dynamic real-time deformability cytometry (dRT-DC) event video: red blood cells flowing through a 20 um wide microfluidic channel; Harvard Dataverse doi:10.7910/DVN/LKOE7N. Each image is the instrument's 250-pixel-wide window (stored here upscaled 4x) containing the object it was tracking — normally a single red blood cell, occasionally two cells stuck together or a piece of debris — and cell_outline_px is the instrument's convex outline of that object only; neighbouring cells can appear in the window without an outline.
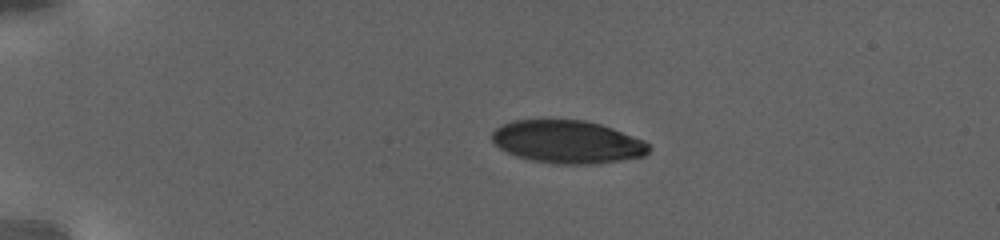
{"species": "human", "species_latin": "Homo sapiens", "temperature_condition": "warm", "stored_images_in_passage": 24, "camera_frame_rate_fps": 3000, "um_per_image_px": 0.085, "donor": {"sex": "female"}, "frame": {"image": 1, "passage_image": 1, "time_ms": 0.0, "image_size_px": [1000, 240], "cell_outline_px": [[652, 148], [644, 156], [600, 164], [556, 164], [532, 160], [516, 156], [500, 148], [492, 140], [492, 132], [496, 128], [512, 120], [584, 120], [600, 124], [612, 128], [644, 140]], "centroid_in_image_um": [48.26, 12.07], "position_along_channel_um": 36.7, "area_um2": 39.19}}
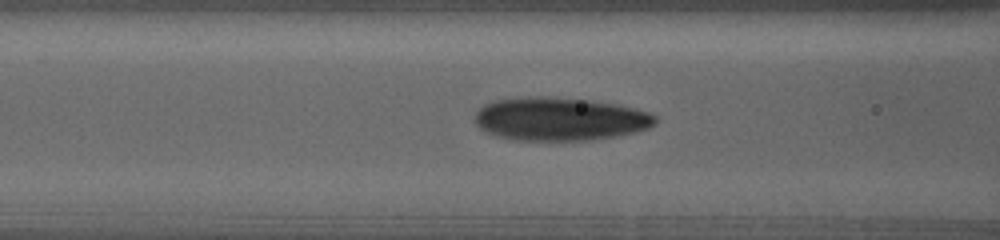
{"frame": {"image": 2, "passage_image": 15, "time_ms": 5.333, "image_size_px": [1000, 240], "cell_outline_px": [[656, 124], [648, 128], [636, 132], [616, 136], [592, 140], [516, 140], [496, 136], [484, 132], [476, 124], [476, 112], [484, 104], [496, 100], [532, 96], [548, 96], [592, 100], [616, 104], [648, 112], [656, 116]], "centroid_in_image_um": [47.59, 10.11], "position_along_channel_um": 119.0, "area_um2": 45.6}}
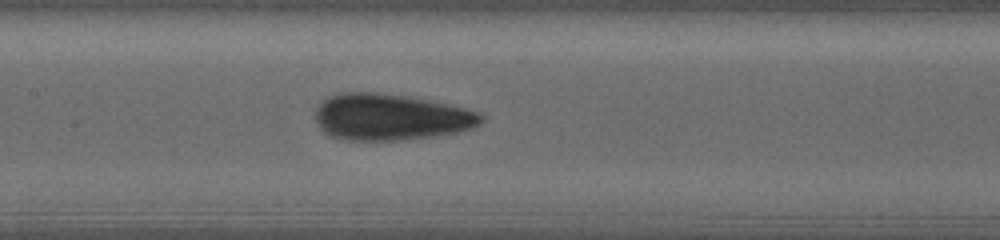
{"frame": {"image": 3, "passage_image": 23, "time_ms": 7.333, "image_size_px": [1000, 240], "cell_outline_px": [[484, 120], [480, 124], [472, 128], [456, 132], [436, 136], [400, 140], [344, 140], [332, 136], [324, 132], [320, 128], [316, 120], [316, 108], [328, 96], [340, 92], [376, 92], [408, 96], [464, 108], [480, 112], [484, 116]], "centroid_in_image_um": [33.2, 9.95], "position_along_channel_um": 174.2, "area_um2": 44.85}}